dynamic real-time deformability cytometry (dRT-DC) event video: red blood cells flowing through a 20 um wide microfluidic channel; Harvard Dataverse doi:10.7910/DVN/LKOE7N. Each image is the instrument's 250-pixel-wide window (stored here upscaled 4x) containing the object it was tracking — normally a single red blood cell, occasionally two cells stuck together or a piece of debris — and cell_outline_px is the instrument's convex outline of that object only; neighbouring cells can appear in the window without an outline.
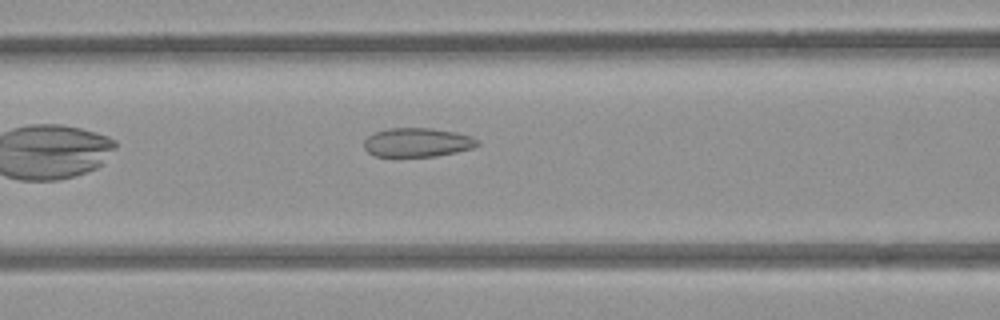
{"species": "common noctule bat (a hibernating species)", "species_latin": "Nyctalus noctula", "temperature_condition": "room temperature", "stored_images_in_passage": 38, "camera_frame_rate_fps": 3000, "um_per_image_px": 0.085, "animal": {"sex": "female", "body_mass_g": 21.9}, "frame": {"image": 1, "passage_image": 11, "time_ms": 3.333, "image_size_px": [1000, 320], "cell_outline_px": [[480, 144], [472, 148], [456, 152], [436, 156], [376, 156], [368, 152], [364, 148], [364, 140], [368, 136], [376, 132], [388, 128], [432, 128], [456, 132], [472, 136]], "centroid_in_image_um": [35.47, 12.1], "position_along_channel_um": 131.1, "area_um2": 19.07}}
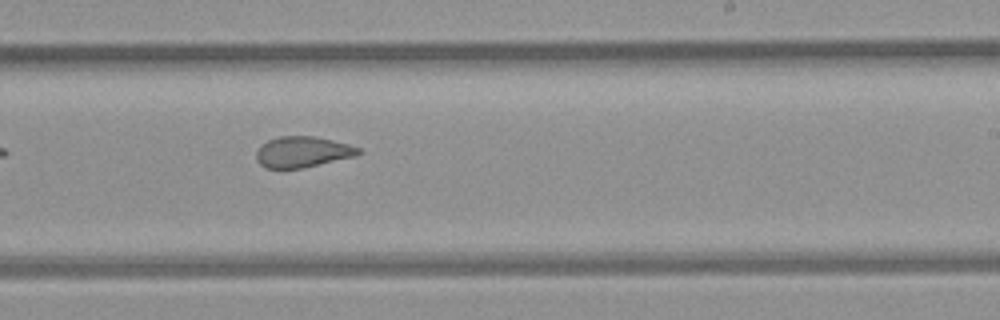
{"frame": {"image": 2, "passage_image": 21, "time_ms": 6.667, "image_size_px": [1000, 320], "cell_outline_px": [[360, 152], [356, 156], [304, 168], [264, 168], [256, 160], [256, 152], [260, 144], [268, 140], [280, 136], [316, 136], [348, 144], [360, 148]], "centroid_in_image_um": [25.69, 12.91], "position_along_channel_um": 263.3, "area_um2": 18.5}}
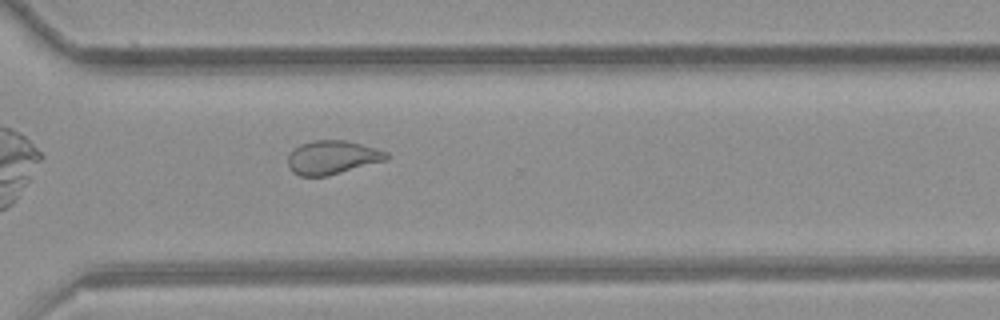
{"frame": {"image": 3, "passage_image": 27, "time_ms": 8.667, "image_size_px": [1000, 320], "cell_outline_px": [[388, 160], [328, 176], [300, 176], [292, 172], [288, 164], [288, 156], [300, 144], [312, 140], [348, 140], [388, 152]], "centroid_in_image_um": [28.26, 13.38], "position_along_channel_um": 342.3, "area_um2": 19.42}}